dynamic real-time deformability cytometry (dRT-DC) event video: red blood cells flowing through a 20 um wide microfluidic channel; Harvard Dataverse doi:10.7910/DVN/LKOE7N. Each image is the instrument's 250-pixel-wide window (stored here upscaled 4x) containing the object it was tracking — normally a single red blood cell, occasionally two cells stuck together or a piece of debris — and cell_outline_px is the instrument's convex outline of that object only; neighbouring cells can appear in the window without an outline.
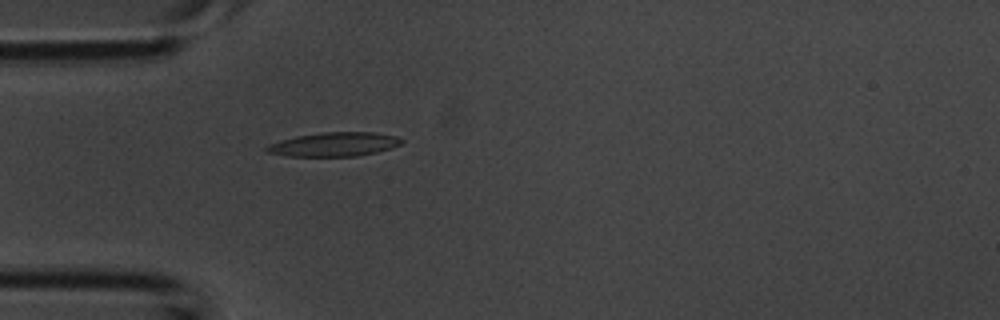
{"species": "common noctule bat (a hibernating species)", "species_latin": "Nyctalus noctula", "temperature_condition": "room temperature", "stored_images_in_passage": 26, "camera_frame_rate_fps": 3000, "um_per_image_px": 0.085, "animal": {"sex": "male", "body_mass_g": 20.1, "forearm_length_mm": 53.5}, "frame": {"image": 1, "passage_image": 1, "time_ms": 0.0, "image_size_px": [1000, 320], "cell_outline_px": [[404, 140], [400, 144], [376, 152], [356, 156], [284, 156], [268, 152], [264, 148], [268, 144], [280, 140], [296, 136], [324, 132], [372, 132], [396, 136]], "centroid_in_image_um": [28.36, 12.27], "position_along_channel_um": 56.6, "area_um2": 18.73}}
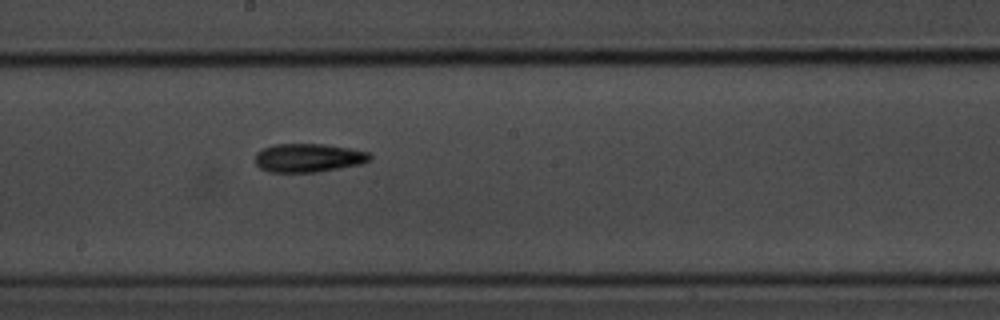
{"frame": {"image": 2, "passage_image": 12, "time_ms": 3.667, "image_size_px": [1000, 320], "cell_outline_px": [[372, 156], [368, 160], [360, 164], [340, 168], [316, 172], [272, 172], [260, 168], [256, 164], [256, 152], [264, 148], [276, 144], [324, 144], [352, 148], [368, 152]], "centroid_in_image_um": [26.22, 13.41], "position_along_channel_um": 222.0, "area_um2": 19.02}}
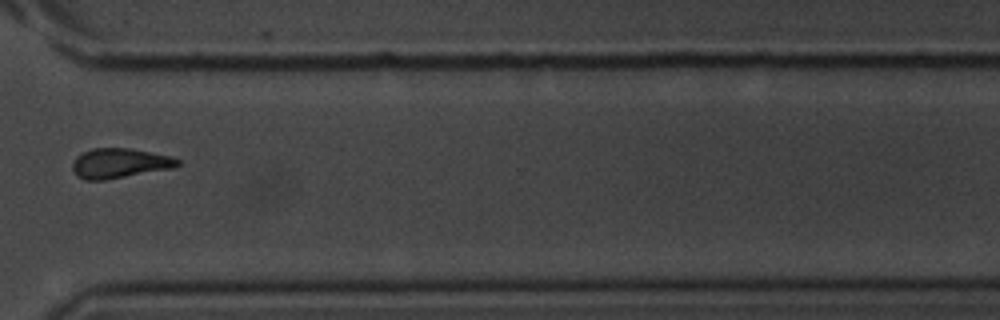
{"frame": {"image": 3, "passage_image": 21, "time_ms": 6.667, "image_size_px": [1000, 320], "cell_outline_px": [[180, 164], [172, 168], [104, 180], [84, 180], [76, 176], [72, 168], [72, 164], [76, 156], [92, 148], [128, 148], [168, 156], [180, 160]], "centroid_in_image_um": [10.11, 13.88], "position_along_channel_um": 360.5, "area_um2": 18.03}}